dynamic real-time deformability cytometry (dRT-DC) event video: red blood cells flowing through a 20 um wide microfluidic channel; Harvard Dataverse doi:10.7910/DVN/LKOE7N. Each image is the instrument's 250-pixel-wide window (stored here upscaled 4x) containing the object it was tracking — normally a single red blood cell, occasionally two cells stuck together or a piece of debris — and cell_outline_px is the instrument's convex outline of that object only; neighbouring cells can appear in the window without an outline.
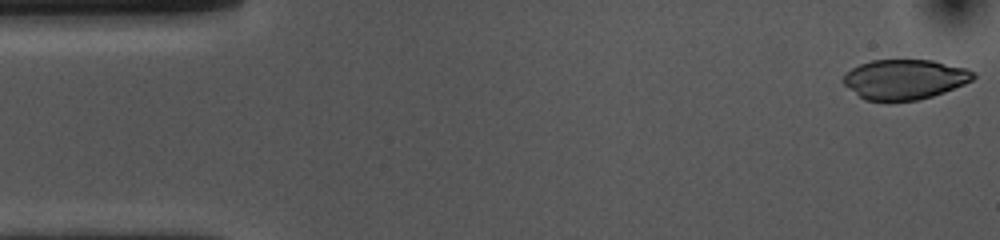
{"species": "common noctule bat (a hibernating species)", "species_latin": "Nyctalus noctula", "temperature_condition": "cold", "stored_images_in_passage": 53, "camera_frame_rate_fps": 3000, "um_per_image_px": 0.085, "animal": {"sex": "female", "body_mass_g": 10.0, "forearm_length_mm": 53.1}, "frame": {"image": 1, "passage_image": 1, "time_ms": 0.0, "image_size_px": [1000, 240], "cell_outline_px": [[976, 76], [972, 80], [964, 84], [944, 92], [932, 96], [916, 100], [864, 100], [844, 84], [840, 80], [852, 68], [860, 64], [872, 60], [932, 60], [964, 68], [972, 72]], "centroid_in_image_um": [76.87, 6.74], "position_along_channel_um": 8.1, "area_um2": 29.82}}
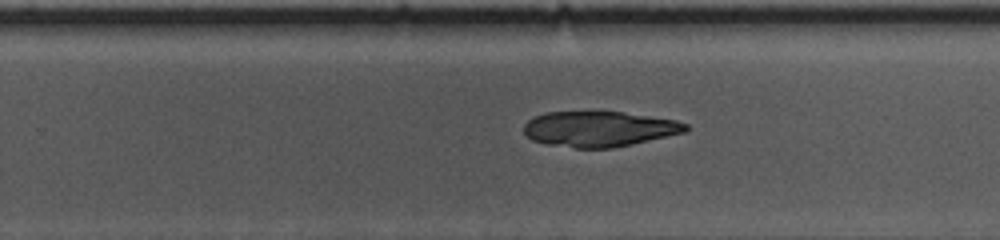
{"frame": {"image": 2, "passage_image": 32, "time_ms": 10.333, "image_size_px": [1000, 240], "cell_outline_px": [[688, 128], [684, 132], [632, 144], [612, 148], [576, 148], [548, 144], [532, 140], [524, 132], [524, 124], [528, 120], [544, 112], [624, 112], [676, 120], [688, 124]], "centroid_in_image_um": [50.92, 10.96], "position_along_channel_um": 278.9, "area_um2": 33.18}}